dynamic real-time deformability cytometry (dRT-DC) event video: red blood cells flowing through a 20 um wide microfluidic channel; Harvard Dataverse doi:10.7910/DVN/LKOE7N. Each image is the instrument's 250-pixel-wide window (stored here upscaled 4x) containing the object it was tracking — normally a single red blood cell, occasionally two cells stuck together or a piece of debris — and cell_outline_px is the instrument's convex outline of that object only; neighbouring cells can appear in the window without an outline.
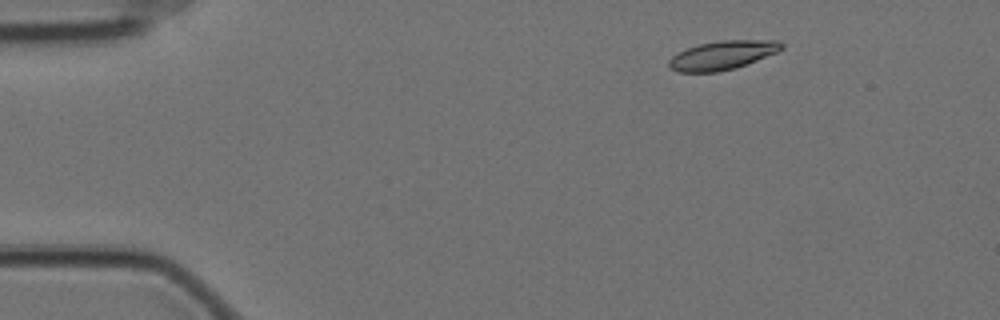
{"species": "Egyptian fruit bat (a non-hibernating species)", "species_latin": "Rousettus aegyptiacus", "temperature_condition": "cold", "stored_images_in_passage": 14, "camera_frame_rate_fps": 3000, "um_per_image_px": 0.085, "animal": {"sex": "female"}, "frame": {"image": 1, "passage_image": 5, "time_ms": 1.333, "image_size_px": [1000, 320], "cell_outline_px": [[784, 48], [776, 52], [736, 68], [716, 72], [676, 72], [668, 68], [668, 60], [672, 56], [688, 48], [700, 44], [720, 40], [780, 40], [784, 44]], "centroid_in_image_um": [61.4, 4.69], "position_along_channel_um": 23.6, "area_um2": 18.9}}
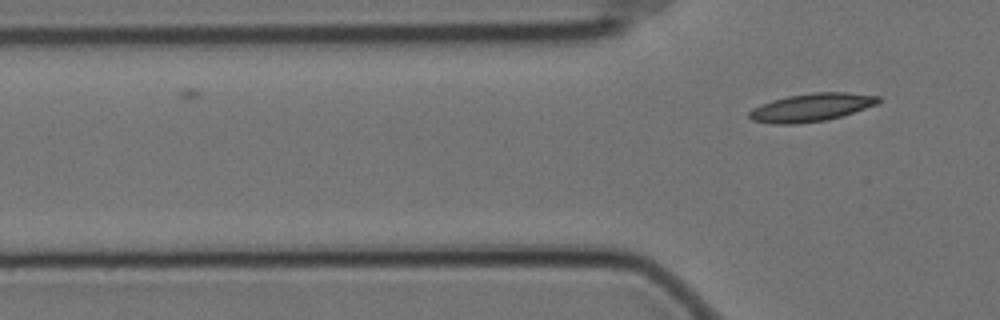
{"frame": {"image": 2, "passage_image": 14, "time_ms": 4.333, "image_size_px": [1000, 320], "cell_outline_px": [[880, 100], [876, 104], [828, 120], [796, 124], [772, 124], [752, 120], [748, 116], [748, 112], [752, 108], [772, 100], [788, 96], [812, 92], [848, 92], [880, 96]], "centroid_in_image_um": [68.93, 9.13], "position_along_channel_um": 56.9, "area_um2": 21.04}}